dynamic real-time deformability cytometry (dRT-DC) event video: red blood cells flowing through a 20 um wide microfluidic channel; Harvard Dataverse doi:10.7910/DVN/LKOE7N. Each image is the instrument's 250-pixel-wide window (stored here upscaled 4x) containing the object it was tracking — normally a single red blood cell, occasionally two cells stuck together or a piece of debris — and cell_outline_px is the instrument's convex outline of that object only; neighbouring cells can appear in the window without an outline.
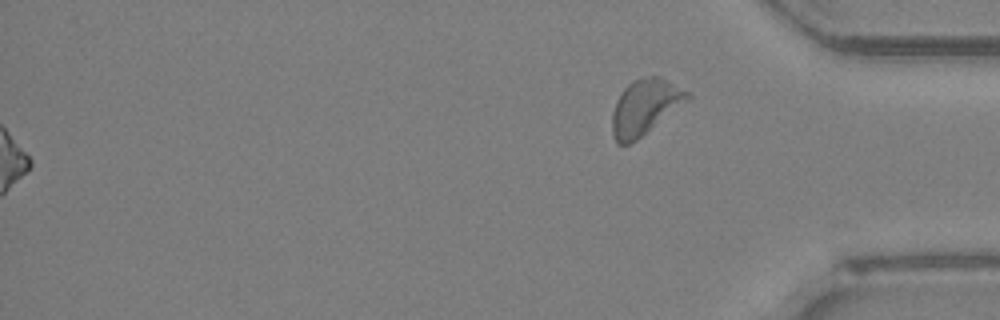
{"species": "Egyptian fruit bat (a non-hibernating species)", "species_latin": "Rousettus aegyptiacus", "temperature_condition": "room temperature", "stored_images_in_passage": 51, "segment_of_instrument_passage": [2, 2], "camera_frame_rate_fps": 3000, "um_per_image_px": 0.085, "animal": {"sex": "female"}, "frame": {"image": 1, "passage_image": 51, "time_ms": 16.667, "image_size_px": [1000, 320], "cell_outline_px": [[692, 96], [688, 100], [636, 140], [628, 144], [616, 144], [612, 136], [612, 112], [616, 100], [620, 92], [632, 80], [644, 76], [660, 76], [688, 92]], "centroid_in_image_um": [54.77, 9.08], "position_along_channel_um": 380.4, "area_um2": 24.1}}